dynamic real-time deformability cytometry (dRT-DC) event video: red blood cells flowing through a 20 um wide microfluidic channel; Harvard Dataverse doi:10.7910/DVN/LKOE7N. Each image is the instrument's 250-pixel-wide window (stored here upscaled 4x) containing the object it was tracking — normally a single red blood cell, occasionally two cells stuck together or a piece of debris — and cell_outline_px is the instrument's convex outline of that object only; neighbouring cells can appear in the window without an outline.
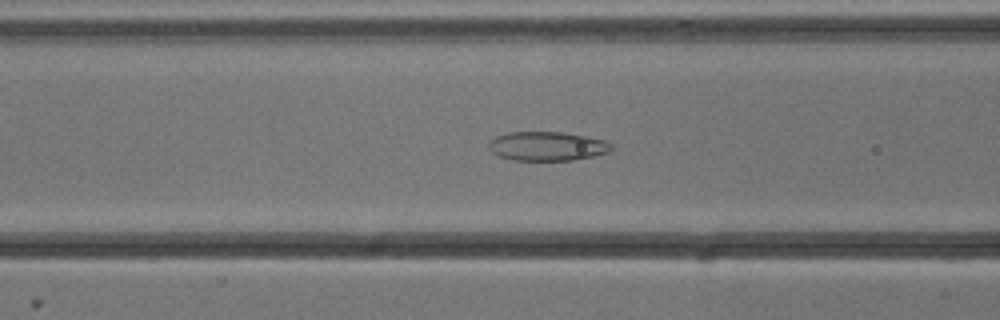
{"species": "common noctule bat (a hibernating species)", "species_latin": "Nyctalus noctula", "temperature_condition": "cold", "stored_images_in_passage": 53, "camera_frame_rate_fps": 3000, "um_per_image_px": 0.085, "animal": {"sex": "male", "body_mass_g": 13.3}, "frame": {"image": 1, "passage_image": 20, "time_ms": 6.333, "image_size_px": [1000, 320], "cell_outline_px": [[612, 148], [608, 152], [592, 156], [572, 160], [512, 160], [496, 156], [488, 148], [488, 144], [496, 136], [508, 132], [564, 132], [604, 140], [612, 144]], "centroid_in_image_um": [46.47, 12.43], "position_along_channel_um": 120.1, "area_um2": 20.75}}
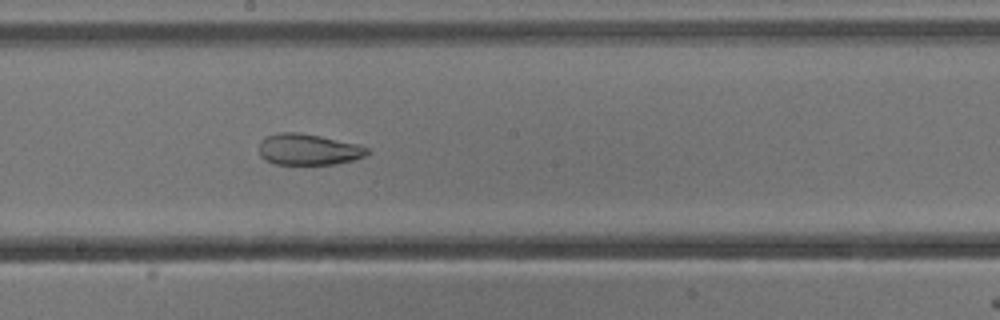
{"frame": {"image": 2, "passage_image": 28, "time_ms": 9.0, "image_size_px": [1000, 320], "cell_outline_px": [[368, 156], [336, 164], [276, 164], [264, 160], [260, 156], [260, 140], [268, 136], [280, 132], [300, 132], [320, 136], [356, 144], [368, 148]], "centroid_in_image_um": [26.2, 12.71], "position_along_channel_um": 222.0, "area_um2": 19.59}}
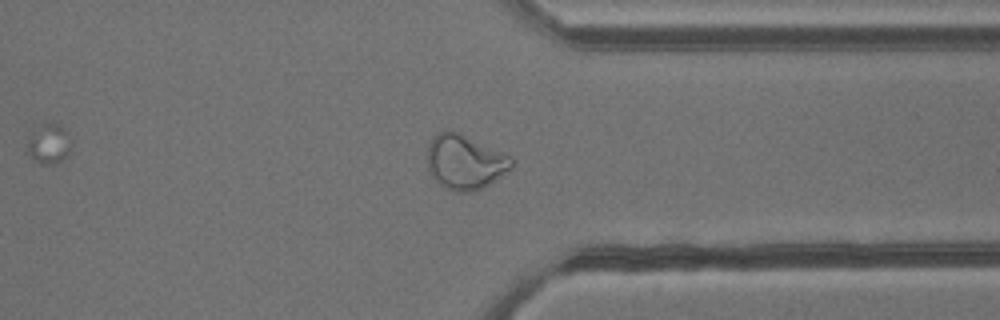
{"frame": {"image": 3, "passage_image": 40, "time_ms": 13.0, "image_size_px": [1000, 320], "cell_outline_px": [[512, 168], [488, 184], [472, 192], [456, 192], [444, 188], [432, 176], [428, 168], [428, 144], [432, 136], [440, 132], [456, 132], [500, 152], [508, 156], [512, 160]], "centroid_in_image_um": [39.47, 13.81], "position_along_channel_um": 371.9, "area_um2": 26.01}, "authors_computed_cell_mechanics": {"area_um2": 26.01, "velocity_mm_per_s": 3.8171, "shape_relaxation_time_tau1_ms": null, "shape_relaxation_time_tau2_ms": 2.2927, "deformation_change_tau1": null, "deformation_change_tau2": 0.0805}}